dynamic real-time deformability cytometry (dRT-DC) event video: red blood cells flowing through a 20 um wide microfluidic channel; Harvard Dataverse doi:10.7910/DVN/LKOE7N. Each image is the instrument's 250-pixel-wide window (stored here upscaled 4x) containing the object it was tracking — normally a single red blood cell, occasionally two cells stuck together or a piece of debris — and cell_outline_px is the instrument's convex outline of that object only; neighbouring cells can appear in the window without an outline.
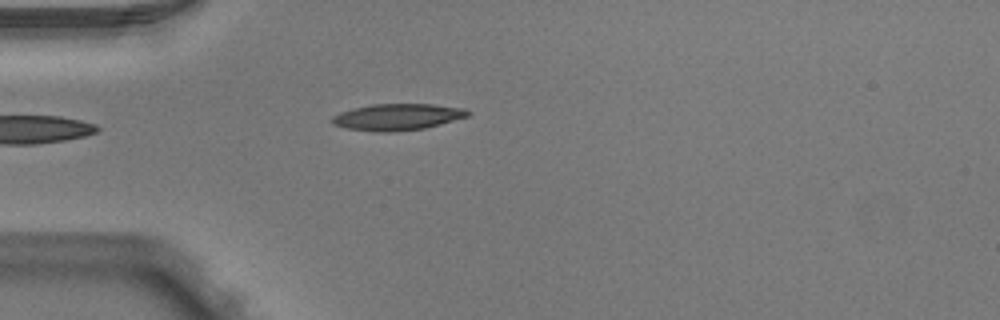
{"species": "Egyptian fruit bat (a non-hibernating species)", "species_latin": "Rousettus aegyptiacus", "temperature_condition": "warm", "stored_images_in_passage": 4, "camera_frame_rate_fps": 3000, "um_per_image_px": 0.085, "animal": {"sex": "male"}, "frame": {"image": 1, "passage_image": 4, "time_ms": 1.0, "image_size_px": [1000, 320], "cell_outline_px": [[472, 112], [468, 116], [440, 124], [424, 128], [392, 132], [376, 132], [344, 128], [332, 124], [332, 116], [340, 112], [352, 108], [372, 104], [432, 104], [464, 108]], "centroid_in_image_um": [33.75, 9.94], "position_along_channel_um": 51.2, "area_um2": 21.04}}